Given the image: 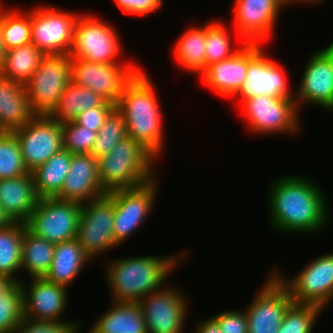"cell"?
Instances as JSON below:
<instances>
[{
	"mask_svg": "<svg viewBox=\"0 0 333 333\" xmlns=\"http://www.w3.org/2000/svg\"><path fill=\"white\" fill-rule=\"evenodd\" d=\"M266 193L267 222L273 232L288 237L292 234L317 236L325 231L332 218L327 194L308 176L288 173L276 177Z\"/></svg>",
	"mask_w": 333,
	"mask_h": 333,
	"instance_id": "obj_1",
	"label": "cell"
},
{
	"mask_svg": "<svg viewBox=\"0 0 333 333\" xmlns=\"http://www.w3.org/2000/svg\"><path fill=\"white\" fill-rule=\"evenodd\" d=\"M180 252L163 256L107 257L109 260L105 259L106 262L102 263L106 270L104 277L111 294L110 301L139 302L148 294L163 288L172 272L188 257L187 249Z\"/></svg>",
	"mask_w": 333,
	"mask_h": 333,
	"instance_id": "obj_2",
	"label": "cell"
},
{
	"mask_svg": "<svg viewBox=\"0 0 333 333\" xmlns=\"http://www.w3.org/2000/svg\"><path fill=\"white\" fill-rule=\"evenodd\" d=\"M147 75L144 68L136 74L125 86L116 108L124 117L127 136L158 160L165 150L164 118L155 85Z\"/></svg>",
	"mask_w": 333,
	"mask_h": 333,
	"instance_id": "obj_3",
	"label": "cell"
},
{
	"mask_svg": "<svg viewBox=\"0 0 333 333\" xmlns=\"http://www.w3.org/2000/svg\"><path fill=\"white\" fill-rule=\"evenodd\" d=\"M157 161L138 141L127 136L98 159L100 186L106 194L141 187L158 177Z\"/></svg>",
	"mask_w": 333,
	"mask_h": 333,
	"instance_id": "obj_4",
	"label": "cell"
},
{
	"mask_svg": "<svg viewBox=\"0 0 333 333\" xmlns=\"http://www.w3.org/2000/svg\"><path fill=\"white\" fill-rule=\"evenodd\" d=\"M247 130L257 135H294L301 129V114L294 97L260 95L238 104Z\"/></svg>",
	"mask_w": 333,
	"mask_h": 333,
	"instance_id": "obj_5",
	"label": "cell"
},
{
	"mask_svg": "<svg viewBox=\"0 0 333 333\" xmlns=\"http://www.w3.org/2000/svg\"><path fill=\"white\" fill-rule=\"evenodd\" d=\"M110 21L92 12H82L76 22L73 44L69 55L98 63H124L120 60L124 51L120 32ZM120 58V59H119Z\"/></svg>",
	"mask_w": 333,
	"mask_h": 333,
	"instance_id": "obj_6",
	"label": "cell"
},
{
	"mask_svg": "<svg viewBox=\"0 0 333 333\" xmlns=\"http://www.w3.org/2000/svg\"><path fill=\"white\" fill-rule=\"evenodd\" d=\"M329 253L312 258L294 276L275 266L270 269L288 288L295 303L317 305L326 310L333 302V252Z\"/></svg>",
	"mask_w": 333,
	"mask_h": 333,
	"instance_id": "obj_7",
	"label": "cell"
},
{
	"mask_svg": "<svg viewBox=\"0 0 333 333\" xmlns=\"http://www.w3.org/2000/svg\"><path fill=\"white\" fill-rule=\"evenodd\" d=\"M46 5L32 6L31 43L44 55H69L81 13Z\"/></svg>",
	"mask_w": 333,
	"mask_h": 333,
	"instance_id": "obj_8",
	"label": "cell"
},
{
	"mask_svg": "<svg viewBox=\"0 0 333 333\" xmlns=\"http://www.w3.org/2000/svg\"><path fill=\"white\" fill-rule=\"evenodd\" d=\"M264 49L263 44L248 43L247 76L241 89L233 97L236 98L237 104L260 95L294 97L285 67L277 60L268 57Z\"/></svg>",
	"mask_w": 333,
	"mask_h": 333,
	"instance_id": "obj_9",
	"label": "cell"
},
{
	"mask_svg": "<svg viewBox=\"0 0 333 333\" xmlns=\"http://www.w3.org/2000/svg\"><path fill=\"white\" fill-rule=\"evenodd\" d=\"M71 55H45L38 69L25 84L31 110L35 115H49L72 81Z\"/></svg>",
	"mask_w": 333,
	"mask_h": 333,
	"instance_id": "obj_10",
	"label": "cell"
},
{
	"mask_svg": "<svg viewBox=\"0 0 333 333\" xmlns=\"http://www.w3.org/2000/svg\"><path fill=\"white\" fill-rule=\"evenodd\" d=\"M143 67L137 62L98 63L80 58L71 60L72 82L117 104L125 86Z\"/></svg>",
	"mask_w": 333,
	"mask_h": 333,
	"instance_id": "obj_11",
	"label": "cell"
},
{
	"mask_svg": "<svg viewBox=\"0 0 333 333\" xmlns=\"http://www.w3.org/2000/svg\"><path fill=\"white\" fill-rule=\"evenodd\" d=\"M157 178L141 187L106 194L114 202L113 236L119 246L128 241L152 214L159 193Z\"/></svg>",
	"mask_w": 333,
	"mask_h": 333,
	"instance_id": "obj_12",
	"label": "cell"
},
{
	"mask_svg": "<svg viewBox=\"0 0 333 333\" xmlns=\"http://www.w3.org/2000/svg\"><path fill=\"white\" fill-rule=\"evenodd\" d=\"M82 204L56 197L39 198L26 227L35 235L58 244L76 238Z\"/></svg>",
	"mask_w": 333,
	"mask_h": 333,
	"instance_id": "obj_13",
	"label": "cell"
},
{
	"mask_svg": "<svg viewBox=\"0 0 333 333\" xmlns=\"http://www.w3.org/2000/svg\"><path fill=\"white\" fill-rule=\"evenodd\" d=\"M169 283L138 302L148 333H183L189 321L190 299L180 287Z\"/></svg>",
	"mask_w": 333,
	"mask_h": 333,
	"instance_id": "obj_14",
	"label": "cell"
},
{
	"mask_svg": "<svg viewBox=\"0 0 333 333\" xmlns=\"http://www.w3.org/2000/svg\"><path fill=\"white\" fill-rule=\"evenodd\" d=\"M333 39V38H332ZM327 46L315 50L294 89L296 105H314L333 113V40Z\"/></svg>",
	"mask_w": 333,
	"mask_h": 333,
	"instance_id": "obj_15",
	"label": "cell"
},
{
	"mask_svg": "<svg viewBox=\"0 0 333 333\" xmlns=\"http://www.w3.org/2000/svg\"><path fill=\"white\" fill-rule=\"evenodd\" d=\"M114 214V202L107 195L82 204L75 239L92 260L119 247L113 236Z\"/></svg>",
	"mask_w": 333,
	"mask_h": 333,
	"instance_id": "obj_16",
	"label": "cell"
},
{
	"mask_svg": "<svg viewBox=\"0 0 333 333\" xmlns=\"http://www.w3.org/2000/svg\"><path fill=\"white\" fill-rule=\"evenodd\" d=\"M262 287L244 309L248 333H277L284 315L294 302L288 288L270 270Z\"/></svg>",
	"mask_w": 333,
	"mask_h": 333,
	"instance_id": "obj_17",
	"label": "cell"
},
{
	"mask_svg": "<svg viewBox=\"0 0 333 333\" xmlns=\"http://www.w3.org/2000/svg\"><path fill=\"white\" fill-rule=\"evenodd\" d=\"M232 25L245 43L266 45L273 38L285 0H233ZM234 24V25H233ZM234 26V27H233Z\"/></svg>",
	"mask_w": 333,
	"mask_h": 333,
	"instance_id": "obj_18",
	"label": "cell"
},
{
	"mask_svg": "<svg viewBox=\"0 0 333 333\" xmlns=\"http://www.w3.org/2000/svg\"><path fill=\"white\" fill-rule=\"evenodd\" d=\"M12 132L17 137L29 172L63 149L62 123L49 115H35L24 126Z\"/></svg>",
	"mask_w": 333,
	"mask_h": 333,
	"instance_id": "obj_19",
	"label": "cell"
},
{
	"mask_svg": "<svg viewBox=\"0 0 333 333\" xmlns=\"http://www.w3.org/2000/svg\"><path fill=\"white\" fill-rule=\"evenodd\" d=\"M21 284L25 318L33 321H77L63 317L69 310L66 308L69 305V288L45 278L24 279Z\"/></svg>",
	"mask_w": 333,
	"mask_h": 333,
	"instance_id": "obj_20",
	"label": "cell"
},
{
	"mask_svg": "<svg viewBox=\"0 0 333 333\" xmlns=\"http://www.w3.org/2000/svg\"><path fill=\"white\" fill-rule=\"evenodd\" d=\"M104 195L99 182L98 159L92 154H72L68 175L56 198L86 204Z\"/></svg>",
	"mask_w": 333,
	"mask_h": 333,
	"instance_id": "obj_21",
	"label": "cell"
},
{
	"mask_svg": "<svg viewBox=\"0 0 333 333\" xmlns=\"http://www.w3.org/2000/svg\"><path fill=\"white\" fill-rule=\"evenodd\" d=\"M247 70L248 43H244L231 57L208 65L199 77L206 89L231 100L241 89Z\"/></svg>",
	"mask_w": 333,
	"mask_h": 333,
	"instance_id": "obj_22",
	"label": "cell"
},
{
	"mask_svg": "<svg viewBox=\"0 0 333 333\" xmlns=\"http://www.w3.org/2000/svg\"><path fill=\"white\" fill-rule=\"evenodd\" d=\"M38 201L31 172L0 179V205L14 222L26 223Z\"/></svg>",
	"mask_w": 333,
	"mask_h": 333,
	"instance_id": "obj_23",
	"label": "cell"
},
{
	"mask_svg": "<svg viewBox=\"0 0 333 333\" xmlns=\"http://www.w3.org/2000/svg\"><path fill=\"white\" fill-rule=\"evenodd\" d=\"M110 302V308L97 317L87 333H148L138 302Z\"/></svg>",
	"mask_w": 333,
	"mask_h": 333,
	"instance_id": "obj_24",
	"label": "cell"
},
{
	"mask_svg": "<svg viewBox=\"0 0 333 333\" xmlns=\"http://www.w3.org/2000/svg\"><path fill=\"white\" fill-rule=\"evenodd\" d=\"M34 116L25 85L0 75V125L2 128L12 132L24 126Z\"/></svg>",
	"mask_w": 333,
	"mask_h": 333,
	"instance_id": "obj_25",
	"label": "cell"
},
{
	"mask_svg": "<svg viewBox=\"0 0 333 333\" xmlns=\"http://www.w3.org/2000/svg\"><path fill=\"white\" fill-rule=\"evenodd\" d=\"M91 261L76 239L55 244L53 261L44 278L68 288Z\"/></svg>",
	"mask_w": 333,
	"mask_h": 333,
	"instance_id": "obj_26",
	"label": "cell"
},
{
	"mask_svg": "<svg viewBox=\"0 0 333 333\" xmlns=\"http://www.w3.org/2000/svg\"><path fill=\"white\" fill-rule=\"evenodd\" d=\"M204 24L189 26L177 37L178 39L171 49V55H173L178 67L180 66L190 74L196 73L198 76L206 68V23Z\"/></svg>",
	"mask_w": 333,
	"mask_h": 333,
	"instance_id": "obj_27",
	"label": "cell"
},
{
	"mask_svg": "<svg viewBox=\"0 0 333 333\" xmlns=\"http://www.w3.org/2000/svg\"><path fill=\"white\" fill-rule=\"evenodd\" d=\"M95 107H116L94 91L70 82L49 116L61 123L73 121L85 110Z\"/></svg>",
	"mask_w": 333,
	"mask_h": 333,
	"instance_id": "obj_28",
	"label": "cell"
},
{
	"mask_svg": "<svg viewBox=\"0 0 333 333\" xmlns=\"http://www.w3.org/2000/svg\"><path fill=\"white\" fill-rule=\"evenodd\" d=\"M55 244L33 234L25 224L21 244L22 280L27 278H44L53 261ZM23 270V271H22Z\"/></svg>",
	"mask_w": 333,
	"mask_h": 333,
	"instance_id": "obj_29",
	"label": "cell"
},
{
	"mask_svg": "<svg viewBox=\"0 0 333 333\" xmlns=\"http://www.w3.org/2000/svg\"><path fill=\"white\" fill-rule=\"evenodd\" d=\"M71 160L72 153L62 149L31 172L39 198L56 197L61 192Z\"/></svg>",
	"mask_w": 333,
	"mask_h": 333,
	"instance_id": "obj_30",
	"label": "cell"
},
{
	"mask_svg": "<svg viewBox=\"0 0 333 333\" xmlns=\"http://www.w3.org/2000/svg\"><path fill=\"white\" fill-rule=\"evenodd\" d=\"M44 56L32 43L8 49L0 75L25 85L38 69Z\"/></svg>",
	"mask_w": 333,
	"mask_h": 333,
	"instance_id": "obj_31",
	"label": "cell"
},
{
	"mask_svg": "<svg viewBox=\"0 0 333 333\" xmlns=\"http://www.w3.org/2000/svg\"><path fill=\"white\" fill-rule=\"evenodd\" d=\"M224 20H208L206 22V41H205V57L206 67L212 63L220 62L231 57L245 43L234 30L230 32ZM234 32L236 41L233 40L231 33ZM234 41V43L232 42ZM237 46H233L234 44ZM233 44V45H232Z\"/></svg>",
	"mask_w": 333,
	"mask_h": 333,
	"instance_id": "obj_32",
	"label": "cell"
},
{
	"mask_svg": "<svg viewBox=\"0 0 333 333\" xmlns=\"http://www.w3.org/2000/svg\"><path fill=\"white\" fill-rule=\"evenodd\" d=\"M25 223L14 222L0 229V274H7L22 280L21 244ZM20 272V274H19Z\"/></svg>",
	"mask_w": 333,
	"mask_h": 333,
	"instance_id": "obj_33",
	"label": "cell"
},
{
	"mask_svg": "<svg viewBox=\"0 0 333 333\" xmlns=\"http://www.w3.org/2000/svg\"><path fill=\"white\" fill-rule=\"evenodd\" d=\"M0 4V23L6 49L31 43V9L7 8Z\"/></svg>",
	"mask_w": 333,
	"mask_h": 333,
	"instance_id": "obj_34",
	"label": "cell"
},
{
	"mask_svg": "<svg viewBox=\"0 0 333 333\" xmlns=\"http://www.w3.org/2000/svg\"><path fill=\"white\" fill-rule=\"evenodd\" d=\"M323 311L317 305L293 302L287 309L277 333H313Z\"/></svg>",
	"mask_w": 333,
	"mask_h": 333,
	"instance_id": "obj_35",
	"label": "cell"
},
{
	"mask_svg": "<svg viewBox=\"0 0 333 333\" xmlns=\"http://www.w3.org/2000/svg\"><path fill=\"white\" fill-rule=\"evenodd\" d=\"M125 137H127L125 120L122 113L115 107L98 131L90 154L99 159L109 153Z\"/></svg>",
	"mask_w": 333,
	"mask_h": 333,
	"instance_id": "obj_36",
	"label": "cell"
},
{
	"mask_svg": "<svg viewBox=\"0 0 333 333\" xmlns=\"http://www.w3.org/2000/svg\"><path fill=\"white\" fill-rule=\"evenodd\" d=\"M30 173L25 166L19 142L13 132L0 135V179L16 178Z\"/></svg>",
	"mask_w": 333,
	"mask_h": 333,
	"instance_id": "obj_37",
	"label": "cell"
},
{
	"mask_svg": "<svg viewBox=\"0 0 333 333\" xmlns=\"http://www.w3.org/2000/svg\"><path fill=\"white\" fill-rule=\"evenodd\" d=\"M23 318V289L19 281L10 291L0 293V333H15Z\"/></svg>",
	"mask_w": 333,
	"mask_h": 333,
	"instance_id": "obj_38",
	"label": "cell"
},
{
	"mask_svg": "<svg viewBox=\"0 0 333 333\" xmlns=\"http://www.w3.org/2000/svg\"><path fill=\"white\" fill-rule=\"evenodd\" d=\"M63 149L72 154H90L98 132L74 121L62 123Z\"/></svg>",
	"mask_w": 333,
	"mask_h": 333,
	"instance_id": "obj_39",
	"label": "cell"
},
{
	"mask_svg": "<svg viewBox=\"0 0 333 333\" xmlns=\"http://www.w3.org/2000/svg\"><path fill=\"white\" fill-rule=\"evenodd\" d=\"M81 324L80 321H33L24 317L15 333H76Z\"/></svg>",
	"mask_w": 333,
	"mask_h": 333,
	"instance_id": "obj_40",
	"label": "cell"
},
{
	"mask_svg": "<svg viewBox=\"0 0 333 333\" xmlns=\"http://www.w3.org/2000/svg\"><path fill=\"white\" fill-rule=\"evenodd\" d=\"M211 318L218 324L221 333H248V320L244 309L224 310Z\"/></svg>",
	"mask_w": 333,
	"mask_h": 333,
	"instance_id": "obj_41",
	"label": "cell"
},
{
	"mask_svg": "<svg viewBox=\"0 0 333 333\" xmlns=\"http://www.w3.org/2000/svg\"><path fill=\"white\" fill-rule=\"evenodd\" d=\"M124 14L133 16H150L159 11L164 0H114Z\"/></svg>",
	"mask_w": 333,
	"mask_h": 333,
	"instance_id": "obj_42",
	"label": "cell"
},
{
	"mask_svg": "<svg viewBox=\"0 0 333 333\" xmlns=\"http://www.w3.org/2000/svg\"><path fill=\"white\" fill-rule=\"evenodd\" d=\"M115 107H95L92 109L85 110L73 121L88 129H94L98 132L103 126L106 117Z\"/></svg>",
	"mask_w": 333,
	"mask_h": 333,
	"instance_id": "obj_43",
	"label": "cell"
},
{
	"mask_svg": "<svg viewBox=\"0 0 333 333\" xmlns=\"http://www.w3.org/2000/svg\"><path fill=\"white\" fill-rule=\"evenodd\" d=\"M193 328L192 333H221L218 324L211 317L200 319Z\"/></svg>",
	"mask_w": 333,
	"mask_h": 333,
	"instance_id": "obj_44",
	"label": "cell"
},
{
	"mask_svg": "<svg viewBox=\"0 0 333 333\" xmlns=\"http://www.w3.org/2000/svg\"><path fill=\"white\" fill-rule=\"evenodd\" d=\"M19 280L7 274H0V293L10 291Z\"/></svg>",
	"mask_w": 333,
	"mask_h": 333,
	"instance_id": "obj_45",
	"label": "cell"
},
{
	"mask_svg": "<svg viewBox=\"0 0 333 333\" xmlns=\"http://www.w3.org/2000/svg\"><path fill=\"white\" fill-rule=\"evenodd\" d=\"M13 223L14 221L5 212V209L0 205V229L8 227Z\"/></svg>",
	"mask_w": 333,
	"mask_h": 333,
	"instance_id": "obj_46",
	"label": "cell"
},
{
	"mask_svg": "<svg viewBox=\"0 0 333 333\" xmlns=\"http://www.w3.org/2000/svg\"><path fill=\"white\" fill-rule=\"evenodd\" d=\"M7 54V49L4 45L3 35H2V28L0 23V73L2 71L3 64L5 62V57Z\"/></svg>",
	"mask_w": 333,
	"mask_h": 333,
	"instance_id": "obj_47",
	"label": "cell"
},
{
	"mask_svg": "<svg viewBox=\"0 0 333 333\" xmlns=\"http://www.w3.org/2000/svg\"><path fill=\"white\" fill-rule=\"evenodd\" d=\"M325 1L326 0H294L292 3H291V5L294 3V4H296L297 3V5L299 4V3H303V4H313V5H320V3H322V2H324L325 3Z\"/></svg>",
	"mask_w": 333,
	"mask_h": 333,
	"instance_id": "obj_48",
	"label": "cell"
},
{
	"mask_svg": "<svg viewBox=\"0 0 333 333\" xmlns=\"http://www.w3.org/2000/svg\"><path fill=\"white\" fill-rule=\"evenodd\" d=\"M6 131L2 128V126L0 125V135L4 134Z\"/></svg>",
	"mask_w": 333,
	"mask_h": 333,
	"instance_id": "obj_49",
	"label": "cell"
},
{
	"mask_svg": "<svg viewBox=\"0 0 333 333\" xmlns=\"http://www.w3.org/2000/svg\"><path fill=\"white\" fill-rule=\"evenodd\" d=\"M84 327V325H82L81 327H80V329L76 332V333H82V332H80V331H82V328Z\"/></svg>",
	"mask_w": 333,
	"mask_h": 333,
	"instance_id": "obj_50",
	"label": "cell"
},
{
	"mask_svg": "<svg viewBox=\"0 0 333 333\" xmlns=\"http://www.w3.org/2000/svg\"><path fill=\"white\" fill-rule=\"evenodd\" d=\"M288 4H291L294 0H285Z\"/></svg>",
	"mask_w": 333,
	"mask_h": 333,
	"instance_id": "obj_51",
	"label": "cell"
}]
</instances>
